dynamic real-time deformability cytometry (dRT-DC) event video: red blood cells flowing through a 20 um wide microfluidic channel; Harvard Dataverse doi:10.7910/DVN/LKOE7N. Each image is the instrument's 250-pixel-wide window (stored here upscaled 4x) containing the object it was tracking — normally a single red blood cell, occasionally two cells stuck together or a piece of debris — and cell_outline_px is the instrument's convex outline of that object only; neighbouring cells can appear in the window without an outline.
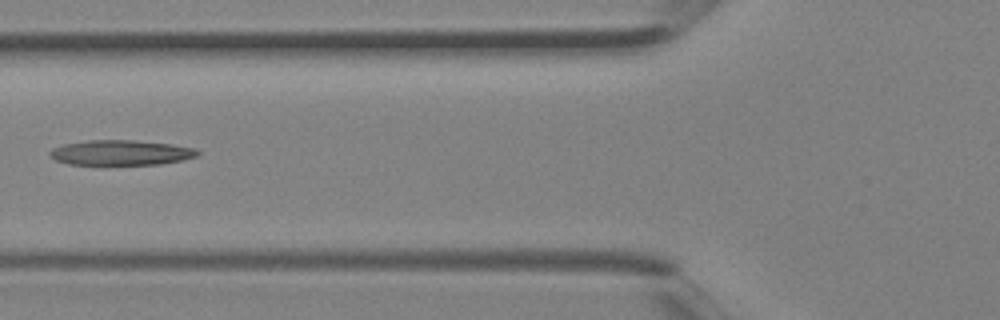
{"species": "Egyptian fruit bat (a non-hibernating species)", "species_latin": "Rousettus aegyptiacus", "temperature_condition": "room temperature", "stored_images_in_passage": 4, "camera_frame_rate_fps": 3000, "um_per_image_px": 0.085, "animal": {"sex": "female"}, "frame": {"image": 1, "passage_image": 4, "time_ms": 1.0, "image_size_px": [1000, 320], "cell_outline_px": [[200, 152], [196, 156], [180, 160], [160, 164], [68, 164], [56, 160], [48, 152], [52, 148], [64, 144], [88, 140], [132, 140], [172, 144], [196, 148]], "centroid_in_image_um": [10.27, 12.96], "position_along_channel_um": 115.5, "area_um2": 21.39}}